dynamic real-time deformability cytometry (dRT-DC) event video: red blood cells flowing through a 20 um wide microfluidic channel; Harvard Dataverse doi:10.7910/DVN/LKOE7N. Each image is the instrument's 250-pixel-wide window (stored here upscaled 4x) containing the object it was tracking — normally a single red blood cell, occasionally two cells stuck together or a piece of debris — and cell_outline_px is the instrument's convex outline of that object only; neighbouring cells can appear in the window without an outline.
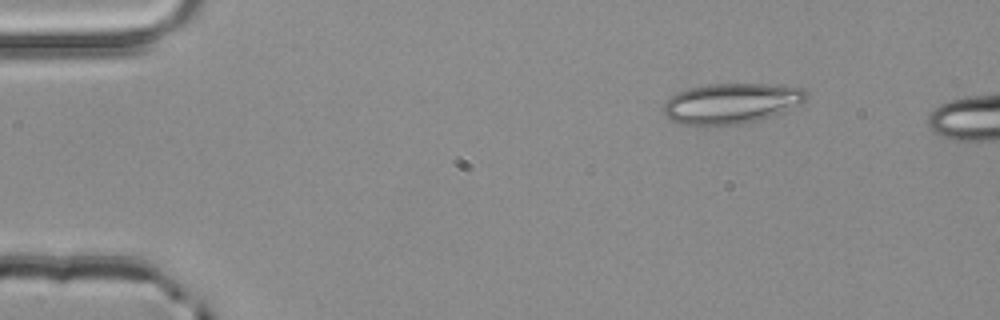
{"species": "common noctule bat (a hibernating species)", "species_latin": "Nyctalus noctula", "temperature_condition": "room temperature", "stored_images_in_passage": 3, "camera_frame_rate_fps": 3000, "um_per_image_px": 0.085, "animal": {"sex": "male", "body_mass_g": 20.4}, "frame": {"image": 1, "passage_image": 1, "time_ms": 0.0, "image_size_px": [1000, 320], "cell_outline_px": [[808, 96], [804, 100], [784, 112], [772, 116], [740, 124], [712, 128], [708, 128], [680, 124], [672, 120], [664, 112], [664, 104], [676, 92], [688, 88], [708, 84], [768, 84], [804, 88], [808, 92]], "centroid_in_image_um": [62.13, 8.82], "position_along_channel_um": 22.9, "area_um2": 34.1}}